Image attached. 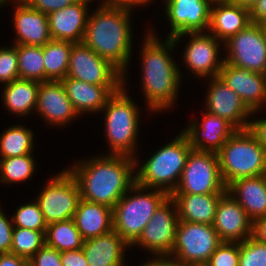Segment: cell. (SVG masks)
<instances>
[{
	"label": "cell",
	"mask_w": 266,
	"mask_h": 266,
	"mask_svg": "<svg viewBox=\"0 0 266 266\" xmlns=\"http://www.w3.org/2000/svg\"><path fill=\"white\" fill-rule=\"evenodd\" d=\"M262 176H263V178H264V180H265V183H266V167H265V169H264V171H263Z\"/></svg>",
	"instance_id": "53"
},
{
	"label": "cell",
	"mask_w": 266,
	"mask_h": 266,
	"mask_svg": "<svg viewBox=\"0 0 266 266\" xmlns=\"http://www.w3.org/2000/svg\"><path fill=\"white\" fill-rule=\"evenodd\" d=\"M39 194L36 201L47 225L72 219L81 199L77 181L68 169L52 177Z\"/></svg>",
	"instance_id": "10"
},
{
	"label": "cell",
	"mask_w": 266,
	"mask_h": 266,
	"mask_svg": "<svg viewBox=\"0 0 266 266\" xmlns=\"http://www.w3.org/2000/svg\"><path fill=\"white\" fill-rule=\"evenodd\" d=\"M17 4L13 23L16 32L14 45L44 46L52 38L49 31L48 15L32 8L24 0H13Z\"/></svg>",
	"instance_id": "21"
},
{
	"label": "cell",
	"mask_w": 266,
	"mask_h": 266,
	"mask_svg": "<svg viewBox=\"0 0 266 266\" xmlns=\"http://www.w3.org/2000/svg\"><path fill=\"white\" fill-rule=\"evenodd\" d=\"M239 266H266V244L253 237L240 242Z\"/></svg>",
	"instance_id": "37"
},
{
	"label": "cell",
	"mask_w": 266,
	"mask_h": 266,
	"mask_svg": "<svg viewBox=\"0 0 266 266\" xmlns=\"http://www.w3.org/2000/svg\"><path fill=\"white\" fill-rule=\"evenodd\" d=\"M138 162L136 157L106 153L80 161L68 170L77 181L82 199L113 208L136 183Z\"/></svg>",
	"instance_id": "1"
},
{
	"label": "cell",
	"mask_w": 266,
	"mask_h": 266,
	"mask_svg": "<svg viewBox=\"0 0 266 266\" xmlns=\"http://www.w3.org/2000/svg\"><path fill=\"white\" fill-rule=\"evenodd\" d=\"M189 266H212V265L209 262H200V263L191 264Z\"/></svg>",
	"instance_id": "51"
},
{
	"label": "cell",
	"mask_w": 266,
	"mask_h": 266,
	"mask_svg": "<svg viewBox=\"0 0 266 266\" xmlns=\"http://www.w3.org/2000/svg\"><path fill=\"white\" fill-rule=\"evenodd\" d=\"M17 55L20 79L45 81L43 46L17 45Z\"/></svg>",
	"instance_id": "33"
},
{
	"label": "cell",
	"mask_w": 266,
	"mask_h": 266,
	"mask_svg": "<svg viewBox=\"0 0 266 266\" xmlns=\"http://www.w3.org/2000/svg\"><path fill=\"white\" fill-rule=\"evenodd\" d=\"M178 222L177 205L169 196L155 211L132 246L145 248L157 257H168L175 245Z\"/></svg>",
	"instance_id": "11"
},
{
	"label": "cell",
	"mask_w": 266,
	"mask_h": 266,
	"mask_svg": "<svg viewBox=\"0 0 266 266\" xmlns=\"http://www.w3.org/2000/svg\"><path fill=\"white\" fill-rule=\"evenodd\" d=\"M257 1L258 0H229V2L238 4L249 10L252 9V7L256 4Z\"/></svg>",
	"instance_id": "50"
},
{
	"label": "cell",
	"mask_w": 266,
	"mask_h": 266,
	"mask_svg": "<svg viewBox=\"0 0 266 266\" xmlns=\"http://www.w3.org/2000/svg\"><path fill=\"white\" fill-rule=\"evenodd\" d=\"M66 77L93 85H123V74L83 42L73 43Z\"/></svg>",
	"instance_id": "13"
},
{
	"label": "cell",
	"mask_w": 266,
	"mask_h": 266,
	"mask_svg": "<svg viewBox=\"0 0 266 266\" xmlns=\"http://www.w3.org/2000/svg\"><path fill=\"white\" fill-rule=\"evenodd\" d=\"M187 35H190L191 39H189L188 46H185L182 59L190 68L189 70L201 78L218 77L224 63V58H219V45L222 42L209 32L183 33L172 37V39L177 44L180 38Z\"/></svg>",
	"instance_id": "14"
},
{
	"label": "cell",
	"mask_w": 266,
	"mask_h": 266,
	"mask_svg": "<svg viewBox=\"0 0 266 266\" xmlns=\"http://www.w3.org/2000/svg\"><path fill=\"white\" fill-rule=\"evenodd\" d=\"M149 190L151 191L145 193ZM149 190L135 183L112 208L113 229L131 247L138 240L158 207L169 197L162 190L153 188ZM129 192L133 195H128Z\"/></svg>",
	"instance_id": "5"
},
{
	"label": "cell",
	"mask_w": 266,
	"mask_h": 266,
	"mask_svg": "<svg viewBox=\"0 0 266 266\" xmlns=\"http://www.w3.org/2000/svg\"><path fill=\"white\" fill-rule=\"evenodd\" d=\"M26 1L32 8L37 11H41L46 15L50 13L63 9L69 5L75 4L84 0H24Z\"/></svg>",
	"instance_id": "41"
},
{
	"label": "cell",
	"mask_w": 266,
	"mask_h": 266,
	"mask_svg": "<svg viewBox=\"0 0 266 266\" xmlns=\"http://www.w3.org/2000/svg\"><path fill=\"white\" fill-rule=\"evenodd\" d=\"M166 17L170 22L172 38L179 34L204 32L210 24V0H164Z\"/></svg>",
	"instance_id": "15"
},
{
	"label": "cell",
	"mask_w": 266,
	"mask_h": 266,
	"mask_svg": "<svg viewBox=\"0 0 266 266\" xmlns=\"http://www.w3.org/2000/svg\"><path fill=\"white\" fill-rule=\"evenodd\" d=\"M88 16L83 43L122 74L132 54L131 8L100 4ZM125 73V74H124Z\"/></svg>",
	"instance_id": "3"
},
{
	"label": "cell",
	"mask_w": 266,
	"mask_h": 266,
	"mask_svg": "<svg viewBox=\"0 0 266 266\" xmlns=\"http://www.w3.org/2000/svg\"><path fill=\"white\" fill-rule=\"evenodd\" d=\"M203 114L201 123L194 120L182 132L188 138L192 149L218 153L237 129L216 114L208 111Z\"/></svg>",
	"instance_id": "19"
},
{
	"label": "cell",
	"mask_w": 266,
	"mask_h": 266,
	"mask_svg": "<svg viewBox=\"0 0 266 266\" xmlns=\"http://www.w3.org/2000/svg\"><path fill=\"white\" fill-rule=\"evenodd\" d=\"M62 266H89L83 249L61 252Z\"/></svg>",
	"instance_id": "43"
},
{
	"label": "cell",
	"mask_w": 266,
	"mask_h": 266,
	"mask_svg": "<svg viewBox=\"0 0 266 266\" xmlns=\"http://www.w3.org/2000/svg\"><path fill=\"white\" fill-rule=\"evenodd\" d=\"M90 1L93 2V0L80 1L50 13L48 21L51 38L73 43L82 42L90 15L87 12Z\"/></svg>",
	"instance_id": "22"
},
{
	"label": "cell",
	"mask_w": 266,
	"mask_h": 266,
	"mask_svg": "<svg viewBox=\"0 0 266 266\" xmlns=\"http://www.w3.org/2000/svg\"><path fill=\"white\" fill-rule=\"evenodd\" d=\"M73 42L51 39L43 46L45 81H61L67 76Z\"/></svg>",
	"instance_id": "30"
},
{
	"label": "cell",
	"mask_w": 266,
	"mask_h": 266,
	"mask_svg": "<svg viewBox=\"0 0 266 266\" xmlns=\"http://www.w3.org/2000/svg\"><path fill=\"white\" fill-rule=\"evenodd\" d=\"M33 132L24 125L10 126L0 137V158L16 157L33 152Z\"/></svg>",
	"instance_id": "32"
},
{
	"label": "cell",
	"mask_w": 266,
	"mask_h": 266,
	"mask_svg": "<svg viewBox=\"0 0 266 266\" xmlns=\"http://www.w3.org/2000/svg\"><path fill=\"white\" fill-rule=\"evenodd\" d=\"M66 94L79 115L102 112L109 97L122 85H93L65 77L61 80Z\"/></svg>",
	"instance_id": "23"
},
{
	"label": "cell",
	"mask_w": 266,
	"mask_h": 266,
	"mask_svg": "<svg viewBox=\"0 0 266 266\" xmlns=\"http://www.w3.org/2000/svg\"><path fill=\"white\" fill-rule=\"evenodd\" d=\"M263 76H264L265 79H266V69H265V71H264V73H263Z\"/></svg>",
	"instance_id": "56"
},
{
	"label": "cell",
	"mask_w": 266,
	"mask_h": 266,
	"mask_svg": "<svg viewBox=\"0 0 266 266\" xmlns=\"http://www.w3.org/2000/svg\"><path fill=\"white\" fill-rule=\"evenodd\" d=\"M253 221L227 191L221 196L213 227L222 242H242L252 236Z\"/></svg>",
	"instance_id": "18"
},
{
	"label": "cell",
	"mask_w": 266,
	"mask_h": 266,
	"mask_svg": "<svg viewBox=\"0 0 266 266\" xmlns=\"http://www.w3.org/2000/svg\"><path fill=\"white\" fill-rule=\"evenodd\" d=\"M247 130L266 148V118L249 120Z\"/></svg>",
	"instance_id": "44"
},
{
	"label": "cell",
	"mask_w": 266,
	"mask_h": 266,
	"mask_svg": "<svg viewBox=\"0 0 266 266\" xmlns=\"http://www.w3.org/2000/svg\"><path fill=\"white\" fill-rule=\"evenodd\" d=\"M152 0H103L102 4L110 6L128 7L133 9V6H141L149 4ZM104 2V3H103Z\"/></svg>",
	"instance_id": "48"
},
{
	"label": "cell",
	"mask_w": 266,
	"mask_h": 266,
	"mask_svg": "<svg viewBox=\"0 0 266 266\" xmlns=\"http://www.w3.org/2000/svg\"><path fill=\"white\" fill-rule=\"evenodd\" d=\"M7 1H10V0H1L0 6H2V5H6L5 3H6Z\"/></svg>",
	"instance_id": "54"
},
{
	"label": "cell",
	"mask_w": 266,
	"mask_h": 266,
	"mask_svg": "<svg viewBox=\"0 0 266 266\" xmlns=\"http://www.w3.org/2000/svg\"><path fill=\"white\" fill-rule=\"evenodd\" d=\"M31 154L0 158V182L6 184L27 181L35 172V159Z\"/></svg>",
	"instance_id": "34"
},
{
	"label": "cell",
	"mask_w": 266,
	"mask_h": 266,
	"mask_svg": "<svg viewBox=\"0 0 266 266\" xmlns=\"http://www.w3.org/2000/svg\"><path fill=\"white\" fill-rule=\"evenodd\" d=\"M226 188L239 179L262 175L266 167V148L247 130H237L217 153Z\"/></svg>",
	"instance_id": "7"
},
{
	"label": "cell",
	"mask_w": 266,
	"mask_h": 266,
	"mask_svg": "<svg viewBox=\"0 0 266 266\" xmlns=\"http://www.w3.org/2000/svg\"><path fill=\"white\" fill-rule=\"evenodd\" d=\"M73 219L84 240L106 234L113 229L112 208L82 198Z\"/></svg>",
	"instance_id": "28"
},
{
	"label": "cell",
	"mask_w": 266,
	"mask_h": 266,
	"mask_svg": "<svg viewBox=\"0 0 266 266\" xmlns=\"http://www.w3.org/2000/svg\"><path fill=\"white\" fill-rule=\"evenodd\" d=\"M209 84L206 111L226 119L237 130L247 129L252 114L240 96L219 77H212Z\"/></svg>",
	"instance_id": "16"
},
{
	"label": "cell",
	"mask_w": 266,
	"mask_h": 266,
	"mask_svg": "<svg viewBox=\"0 0 266 266\" xmlns=\"http://www.w3.org/2000/svg\"><path fill=\"white\" fill-rule=\"evenodd\" d=\"M218 77L233 91L251 111L258 113L266 102V79L261 73L241 69L224 61Z\"/></svg>",
	"instance_id": "17"
},
{
	"label": "cell",
	"mask_w": 266,
	"mask_h": 266,
	"mask_svg": "<svg viewBox=\"0 0 266 266\" xmlns=\"http://www.w3.org/2000/svg\"><path fill=\"white\" fill-rule=\"evenodd\" d=\"M131 247L114 229L84 240L83 253L89 266H124V251Z\"/></svg>",
	"instance_id": "25"
},
{
	"label": "cell",
	"mask_w": 266,
	"mask_h": 266,
	"mask_svg": "<svg viewBox=\"0 0 266 266\" xmlns=\"http://www.w3.org/2000/svg\"><path fill=\"white\" fill-rule=\"evenodd\" d=\"M240 242H222L208 261L212 266H239Z\"/></svg>",
	"instance_id": "39"
},
{
	"label": "cell",
	"mask_w": 266,
	"mask_h": 266,
	"mask_svg": "<svg viewBox=\"0 0 266 266\" xmlns=\"http://www.w3.org/2000/svg\"><path fill=\"white\" fill-rule=\"evenodd\" d=\"M191 150L188 138L181 131L170 143L140 165L135 173L136 183L148 189L162 190L171 196L180 182Z\"/></svg>",
	"instance_id": "4"
},
{
	"label": "cell",
	"mask_w": 266,
	"mask_h": 266,
	"mask_svg": "<svg viewBox=\"0 0 266 266\" xmlns=\"http://www.w3.org/2000/svg\"><path fill=\"white\" fill-rule=\"evenodd\" d=\"M35 110L52 126H64L79 116L61 81L49 80L40 83Z\"/></svg>",
	"instance_id": "20"
},
{
	"label": "cell",
	"mask_w": 266,
	"mask_h": 266,
	"mask_svg": "<svg viewBox=\"0 0 266 266\" xmlns=\"http://www.w3.org/2000/svg\"><path fill=\"white\" fill-rule=\"evenodd\" d=\"M224 61L263 74L266 69V37L260 24L250 23L224 43Z\"/></svg>",
	"instance_id": "12"
},
{
	"label": "cell",
	"mask_w": 266,
	"mask_h": 266,
	"mask_svg": "<svg viewBox=\"0 0 266 266\" xmlns=\"http://www.w3.org/2000/svg\"><path fill=\"white\" fill-rule=\"evenodd\" d=\"M251 237L266 244V216L253 221Z\"/></svg>",
	"instance_id": "47"
},
{
	"label": "cell",
	"mask_w": 266,
	"mask_h": 266,
	"mask_svg": "<svg viewBox=\"0 0 266 266\" xmlns=\"http://www.w3.org/2000/svg\"><path fill=\"white\" fill-rule=\"evenodd\" d=\"M84 239L76 227L74 219L48 224L45 231V245L59 252L78 250Z\"/></svg>",
	"instance_id": "31"
},
{
	"label": "cell",
	"mask_w": 266,
	"mask_h": 266,
	"mask_svg": "<svg viewBox=\"0 0 266 266\" xmlns=\"http://www.w3.org/2000/svg\"><path fill=\"white\" fill-rule=\"evenodd\" d=\"M141 266H177L176 263L169 257H154Z\"/></svg>",
	"instance_id": "49"
},
{
	"label": "cell",
	"mask_w": 266,
	"mask_h": 266,
	"mask_svg": "<svg viewBox=\"0 0 266 266\" xmlns=\"http://www.w3.org/2000/svg\"><path fill=\"white\" fill-rule=\"evenodd\" d=\"M114 92L102 108L105 112V131L110 154L135 156V147L139 131L140 111L137 104L126 92V81ZM125 84V85H124Z\"/></svg>",
	"instance_id": "6"
},
{
	"label": "cell",
	"mask_w": 266,
	"mask_h": 266,
	"mask_svg": "<svg viewBox=\"0 0 266 266\" xmlns=\"http://www.w3.org/2000/svg\"><path fill=\"white\" fill-rule=\"evenodd\" d=\"M29 266H62L61 252L44 245L29 260Z\"/></svg>",
	"instance_id": "40"
},
{
	"label": "cell",
	"mask_w": 266,
	"mask_h": 266,
	"mask_svg": "<svg viewBox=\"0 0 266 266\" xmlns=\"http://www.w3.org/2000/svg\"><path fill=\"white\" fill-rule=\"evenodd\" d=\"M221 243L213 225L179 220L175 245L168 257L177 266L208 262Z\"/></svg>",
	"instance_id": "8"
},
{
	"label": "cell",
	"mask_w": 266,
	"mask_h": 266,
	"mask_svg": "<svg viewBox=\"0 0 266 266\" xmlns=\"http://www.w3.org/2000/svg\"><path fill=\"white\" fill-rule=\"evenodd\" d=\"M252 23L260 24L266 20V0H258L250 10Z\"/></svg>",
	"instance_id": "46"
},
{
	"label": "cell",
	"mask_w": 266,
	"mask_h": 266,
	"mask_svg": "<svg viewBox=\"0 0 266 266\" xmlns=\"http://www.w3.org/2000/svg\"><path fill=\"white\" fill-rule=\"evenodd\" d=\"M260 25H261V27H262V29H263V32H264V34H265V37H266V20L263 21L262 23H260Z\"/></svg>",
	"instance_id": "52"
},
{
	"label": "cell",
	"mask_w": 266,
	"mask_h": 266,
	"mask_svg": "<svg viewBox=\"0 0 266 266\" xmlns=\"http://www.w3.org/2000/svg\"><path fill=\"white\" fill-rule=\"evenodd\" d=\"M217 153L192 149L187 157L180 182L173 193H225Z\"/></svg>",
	"instance_id": "9"
},
{
	"label": "cell",
	"mask_w": 266,
	"mask_h": 266,
	"mask_svg": "<svg viewBox=\"0 0 266 266\" xmlns=\"http://www.w3.org/2000/svg\"><path fill=\"white\" fill-rule=\"evenodd\" d=\"M210 14L209 32L225 43L251 22L250 10L229 1L213 2Z\"/></svg>",
	"instance_id": "24"
},
{
	"label": "cell",
	"mask_w": 266,
	"mask_h": 266,
	"mask_svg": "<svg viewBox=\"0 0 266 266\" xmlns=\"http://www.w3.org/2000/svg\"><path fill=\"white\" fill-rule=\"evenodd\" d=\"M45 245V231L14 227L10 252L30 260Z\"/></svg>",
	"instance_id": "35"
},
{
	"label": "cell",
	"mask_w": 266,
	"mask_h": 266,
	"mask_svg": "<svg viewBox=\"0 0 266 266\" xmlns=\"http://www.w3.org/2000/svg\"><path fill=\"white\" fill-rule=\"evenodd\" d=\"M0 266H29V260L14 253H0Z\"/></svg>",
	"instance_id": "45"
},
{
	"label": "cell",
	"mask_w": 266,
	"mask_h": 266,
	"mask_svg": "<svg viewBox=\"0 0 266 266\" xmlns=\"http://www.w3.org/2000/svg\"><path fill=\"white\" fill-rule=\"evenodd\" d=\"M212 3L213 2H224V1H229V0H210Z\"/></svg>",
	"instance_id": "55"
},
{
	"label": "cell",
	"mask_w": 266,
	"mask_h": 266,
	"mask_svg": "<svg viewBox=\"0 0 266 266\" xmlns=\"http://www.w3.org/2000/svg\"><path fill=\"white\" fill-rule=\"evenodd\" d=\"M12 222L14 227L35 231H46L47 227L43 213L36 200L18 207L15 215L12 216Z\"/></svg>",
	"instance_id": "36"
},
{
	"label": "cell",
	"mask_w": 266,
	"mask_h": 266,
	"mask_svg": "<svg viewBox=\"0 0 266 266\" xmlns=\"http://www.w3.org/2000/svg\"><path fill=\"white\" fill-rule=\"evenodd\" d=\"M4 85L2 99L8 111L25 116L36 109L40 82L17 79Z\"/></svg>",
	"instance_id": "29"
},
{
	"label": "cell",
	"mask_w": 266,
	"mask_h": 266,
	"mask_svg": "<svg viewBox=\"0 0 266 266\" xmlns=\"http://www.w3.org/2000/svg\"><path fill=\"white\" fill-rule=\"evenodd\" d=\"M151 32L150 30L144 38L141 51L142 93L151 112H162L164 109L173 107L182 76L178 65L169 53L175 49L174 40L167 37L163 43L154 32Z\"/></svg>",
	"instance_id": "2"
},
{
	"label": "cell",
	"mask_w": 266,
	"mask_h": 266,
	"mask_svg": "<svg viewBox=\"0 0 266 266\" xmlns=\"http://www.w3.org/2000/svg\"><path fill=\"white\" fill-rule=\"evenodd\" d=\"M226 190L252 221L266 216V183L262 175L234 181Z\"/></svg>",
	"instance_id": "26"
},
{
	"label": "cell",
	"mask_w": 266,
	"mask_h": 266,
	"mask_svg": "<svg viewBox=\"0 0 266 266\" xmlns=\"http://www.w3.org/2000/svg\"><path fill=\"white\" fill-rule=\"evenodd\" d=\"M20 79L17 45L0 48V83L7 84Z\"/></svg>",
	"instance_id": "38"
},
{
	"label": "cell",
	"mask_w": 266,
	"mask_h": 266,
	"mask_svg": "<svg viewBox=\"0 0 266 266\" xmlns=\"http://www.w3.org/2000/svg\"><path fill=\"white\" fill-rule=\"evenodd\" d=\"M0 209V253H9L12 247L13 222Z\"/></svg>",
	"instance_id": "42"
},
{
	"label": "cell",
	"mask_w": 266,
	"mask_h": 266,
	"mask_svg": "<svg viewBox=\"0 0 266 266\" xmlns=\"http://www.w3.org/2000/svg\"><path fill=\"white\" fill-rule=\"evenodd\" d=\"M224 193L189 194L173 193L179 220L213 225L217 204Z\"/></svg>",
	"instance_id": "27"
}]
</instances>
